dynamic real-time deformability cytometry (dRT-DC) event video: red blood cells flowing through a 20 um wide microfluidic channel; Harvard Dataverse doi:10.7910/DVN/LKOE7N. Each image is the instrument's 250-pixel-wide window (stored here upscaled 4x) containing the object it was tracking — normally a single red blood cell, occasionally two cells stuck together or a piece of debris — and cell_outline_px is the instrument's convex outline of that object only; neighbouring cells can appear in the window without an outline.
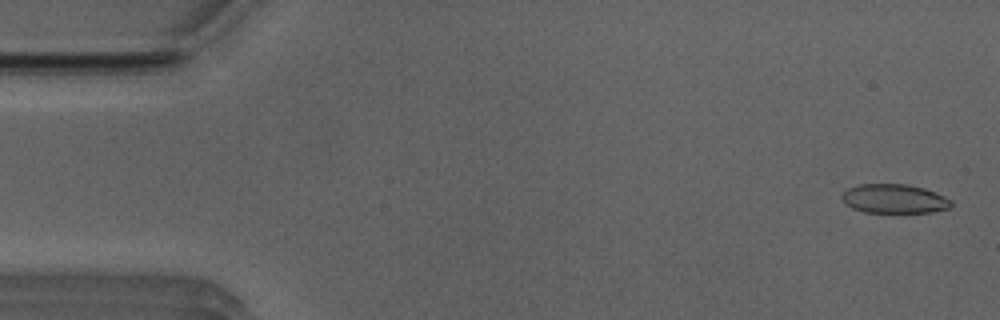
{"species": "Egyptian fruit bat (a non-hibernating species)", "species_latin": "Rousettus aegyptiacus", "temperature_condition": "room temperature", "stored_images_in_passage": 37, "camera_frame_rate_fps": 3000, "um_per_image_px": 0.085, "animal": {"sex": "male"}, "frame": {"image": 1, "passage_image": 2, "time_ms": 0.333, "image_size_px": [1000, 320], "cell_outline_px": [[952, 204], [948, 208], [932, 212], [864, 212], [852, 208], [844, 204], [840, 196], [848, 188], [860, 184], [904, 184], [924, 188], [944, 196], [952, 200]], "centroid_in_image_um": [75.98, 16.89], "position_along_channel_um": 9.0, "area_um2": 18.5}}
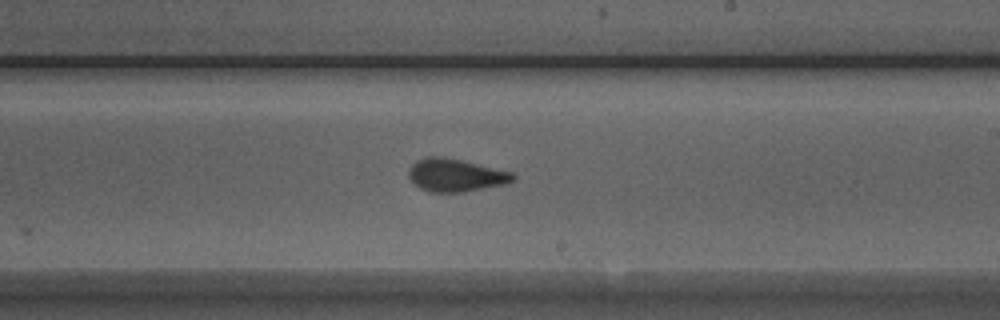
{"frame": {"image": 2, "passage_image": 30, "time_ms": 9.667, "image_size_px": [1000, 320], "cell_outline_px": [[516, 176], [512, 180], [504, 184], [464, 192], [428, 192], [420, 188], [408, 176], [408, 168], [416, 160], [428, 156], [444, 156], [512, 172]], "centroid_in_image_um": [38.68, 14.88], "position_along_channel_um": 250.3, "area_um2": 19.88}}
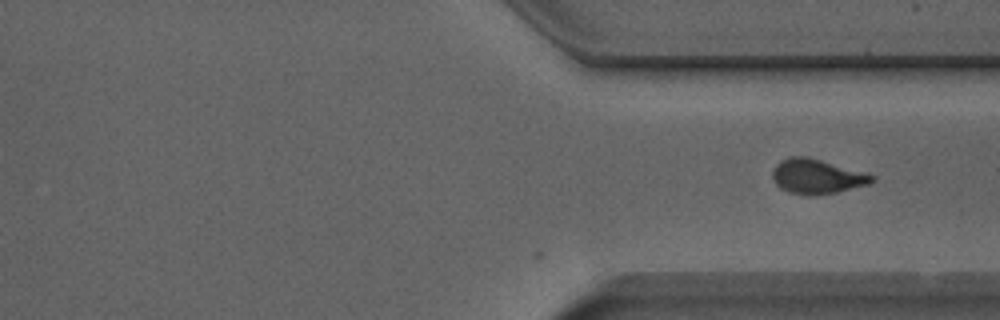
{"frame": {"image": 3, "passage_image": 37, "time_ms": 12.0, "image_size_px": [1000, 320], "cell_outline_px": [[876, 180], [872, 184], [836, 192], [808, 196], [788, 192], [780, 188], [776, 184], [772, 176], [772, 172], [776, 164], [780, 160], [792, 156], [804, 156], [820, 160], [876, 176]], "centroid_in_image_um": [69.43, 15.01], "position_along_channel_um": 342.0, "area_um2": 20.0}}